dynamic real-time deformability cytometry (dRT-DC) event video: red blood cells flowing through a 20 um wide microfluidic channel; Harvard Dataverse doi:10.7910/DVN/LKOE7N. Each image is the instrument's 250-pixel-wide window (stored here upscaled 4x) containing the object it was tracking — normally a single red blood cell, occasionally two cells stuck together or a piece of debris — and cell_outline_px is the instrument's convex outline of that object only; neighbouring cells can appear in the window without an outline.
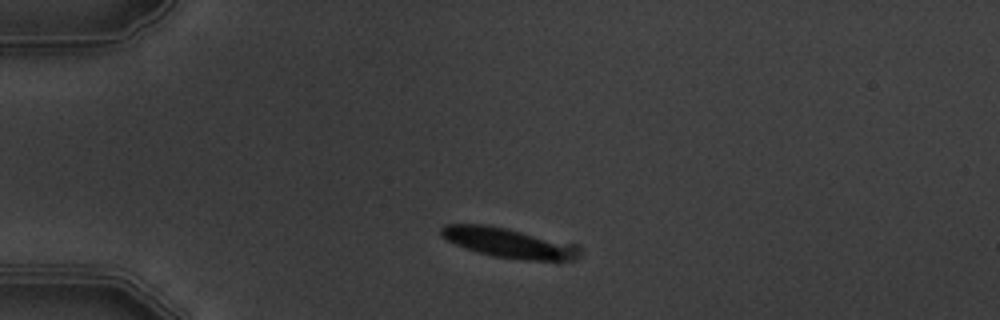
{"species": "common noctule bat (a hibernating species)", "species_latin": "Nyctalus noctula", "temperature_condition": "warm", "stored_images_in_passage": 2, "camera_frame_rate_fps": 3000, "um_per_image_px": 0.085, "animal": {"sex": "male", "body_mass_g": 19.5, "forearm_length_mm": 54.6}, "frame": {"image": 1, "passage_image": 1, "time_ms": 0.0, "image_size_px": [1000, 320], "cell_outline_px": [[580, 256], [572, 260], [524, 260], [492, 256], [476, 252], [464, 248], [440, 236], [440, 228], [444, 224], [488, 224], [508, 228], [580, 244]], "centroid_in_image_um": [43.28, 20.63], "position_along_channel_um": 41.7, "area_um2": 24.57}}